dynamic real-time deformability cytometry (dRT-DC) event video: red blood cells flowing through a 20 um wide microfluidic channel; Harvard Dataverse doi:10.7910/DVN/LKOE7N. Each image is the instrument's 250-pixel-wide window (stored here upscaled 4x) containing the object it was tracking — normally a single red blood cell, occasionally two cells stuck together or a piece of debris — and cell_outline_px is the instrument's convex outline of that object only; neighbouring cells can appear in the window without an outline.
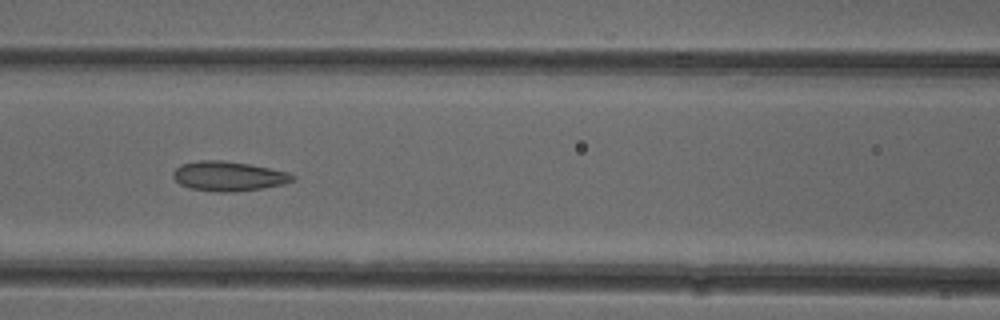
{"species": "common noctule bat (a hibernating species)", "species_latin": "Nyctalus noctula", "temperature_condition": "cold", "stored_images_in_passage": 37, "camera_frame_rate_fps": 3000, "um_per_image_px": 0.085, "animal": {"sex": "female"}, "frame": {"image": 1, "passage_image": 22, "time_ms": 7.0, "image_size_px": [1000, 320], "cell_outline_px": [[296, 180], [284, 184], [236, 192], [216, 192], [188, 188], [180, 184], [172, 176], [172, 172], [180, 164], [200, 160], [224, 160], [248, 164], [288, 172], [296, 176]], "centroid_in_image_um": [19.41, 14.98], "position_along_channel_um": 147.2, "area_um2": 20.75}}